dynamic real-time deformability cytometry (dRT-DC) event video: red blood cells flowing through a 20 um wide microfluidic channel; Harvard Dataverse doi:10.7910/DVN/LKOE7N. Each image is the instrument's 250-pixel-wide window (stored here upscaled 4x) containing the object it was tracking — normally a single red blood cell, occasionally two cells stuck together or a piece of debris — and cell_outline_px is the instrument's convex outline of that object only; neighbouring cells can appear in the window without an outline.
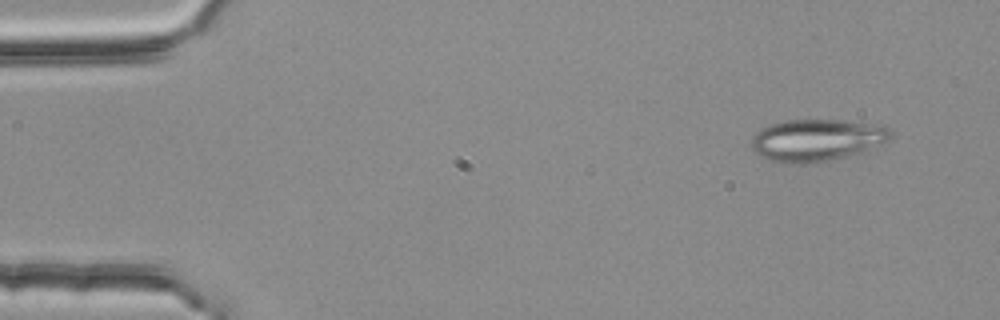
{"species": "common noctule bat (a hibernating species)", "species_latin": "Nyctalus noctula", "temperature_condition": "room temperature", "stored_images_in_passage": 4, "camera_frame_rate_fps": 3000, "um_per_image_px": 0.085, "animal": {"sex": "female", "body_mass_g": 25.1}, "frame": {"image": 1, "passage_image": 1, "time_ms": 0.0, "image_size_px": [1000, 320], "cell_outline_px": [[892, 136], [884, 144], [864, 152], [828, 160], [804, 164], [792, 164], [772, 160], [756, 152], [752, 148], [752, 136], [760, 128], [768, 124], [788, 120], [840, 120], [884, 124], [888, 128]], "centroid_in_image_um": [69.47, 11.89], "position_along_channel_um": 15.5, "area_um2": 34.28}}